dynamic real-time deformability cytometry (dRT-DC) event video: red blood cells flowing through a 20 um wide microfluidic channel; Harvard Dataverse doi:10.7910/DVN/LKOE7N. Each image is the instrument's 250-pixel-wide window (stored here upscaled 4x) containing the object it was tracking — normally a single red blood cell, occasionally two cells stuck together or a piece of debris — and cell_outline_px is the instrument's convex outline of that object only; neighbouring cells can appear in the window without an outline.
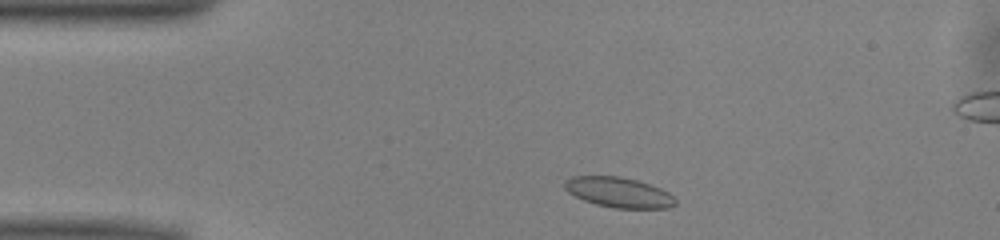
{"species": "common noctule bat (a hibernating species)", "species_latin": "Nyctalus noctula", "temperature_condition": "warm", "stored_images_in_passage": 44, "camera_frame_rate_fps": 3000, "um_per_image_px": 0.085, "animal": {"sex": "male", "body_mass_g": 13.0, "forearm_length_mm": 53.1}, "frame": {"image": 1, "passage_image": 3, "time_ms": 0.667, "image_size_px": [1000, 240], "cell_outline_px": [[676, 204], [672, 208], [612, 208], [596, 204], [584, 200], [568, 192], [564, 188], [564, 180], [572, 176], [620, 176], [636, 180], [660, 188], [668, 192], [676, 200]], "centroid_in_image_um": [52.58, 16.35], "position_along_channel_um": 32.4, "area_um2": 19.48}}
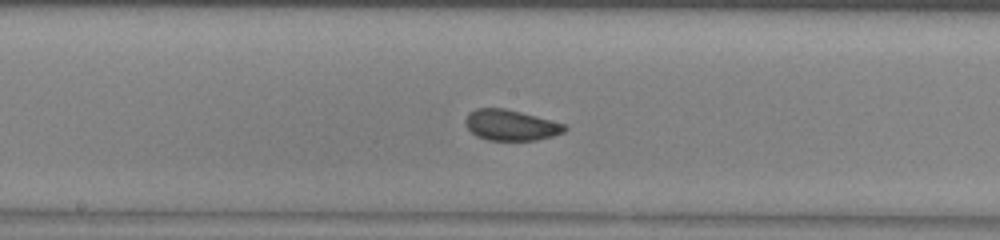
{"frame": {"image": 2, "passage_image": 19, "time_ms": 6.0, "image_size_px": [1000, 240], "cell_outline_px": [[568, 128], [564, 132], [552, 136], [536, 140], [488, 140], [476, 136], [468, 128], [464, 120], [468, 112], [476, 108], [504, 108], [536, 116], [564, 124]], "centroid_in_image_um": [43.39, 10.63], "position_along_channel_um": 204.8, "area_um2": 17.69}}
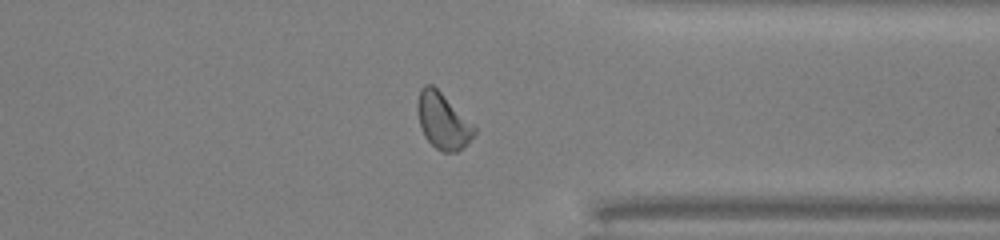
{"frame": {"image": 3, "passage_image": 32, "time_ms": 10.333, "image_size_px": [1000, 240], "cell_outline_px": [[476, 132], [464, 148], [456, 152], [444, 152], [436, 148], [424, 136], [420, 124], [416, 108], [416, 104], [420, 88], [424, 84], [432, 84], [476, 128]], "centroid_in_image_um": [37.61, 10.29], "position_along_channel_um": 373.8, "area_um2": 18.26}, "authors_computed_cell_mechanics": {"area_um2": 18.4671, "velocity_mm_per_s": 4.0234, "shape_relaxation_time_tau1_ms": 8.3889, "shape_relaxation_time_tau2_ms": 1.0651, "deformation_change_tau1": 0.1279, "deformation_change_tau2": 0.0638}}